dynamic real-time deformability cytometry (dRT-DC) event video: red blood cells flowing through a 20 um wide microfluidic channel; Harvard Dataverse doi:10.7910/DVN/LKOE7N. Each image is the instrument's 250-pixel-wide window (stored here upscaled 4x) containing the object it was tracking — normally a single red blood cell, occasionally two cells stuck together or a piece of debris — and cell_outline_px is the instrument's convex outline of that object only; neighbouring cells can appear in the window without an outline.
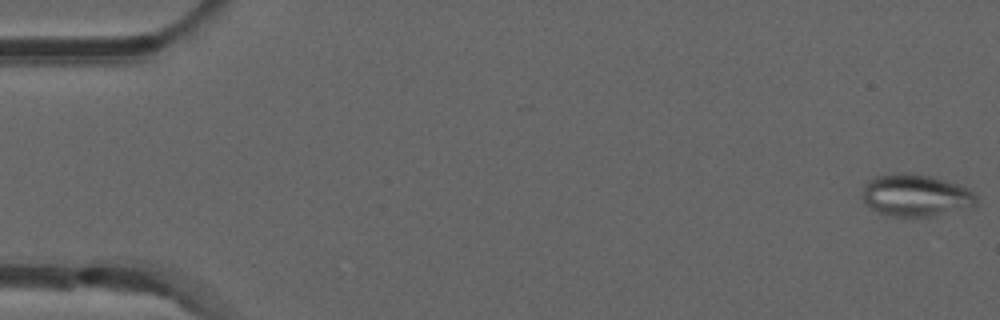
{"species": "common noctule bat (a hibernating species)", "species_latin": "Nyctalus noctula", "temperature_condition": "room temperature", "stored_images_in_passage": 12, "camera_frame_rate_fps": 3000, "um_per_image_px": 0.085, "animal": {"sex": "male", "forearm_length_mm": 52.5}, "frame": {"image": 1, "passage_image": 1, "time_ms": 0.0, "image_size_px": [1000, 320], "cell_outline_px": [[976, 204], [932, 216], [892, 216], [880, 212], [872, 208], [864, 200], [864, 184], [868, 180], [876, 176], [900, 172], [912, 172], [932, 176], [968, 188], [976, 196]], "centroid_in_image_um": [77.81, 16.57], "position_along_channel_um": 7.2, "area_um2": 27.46}}